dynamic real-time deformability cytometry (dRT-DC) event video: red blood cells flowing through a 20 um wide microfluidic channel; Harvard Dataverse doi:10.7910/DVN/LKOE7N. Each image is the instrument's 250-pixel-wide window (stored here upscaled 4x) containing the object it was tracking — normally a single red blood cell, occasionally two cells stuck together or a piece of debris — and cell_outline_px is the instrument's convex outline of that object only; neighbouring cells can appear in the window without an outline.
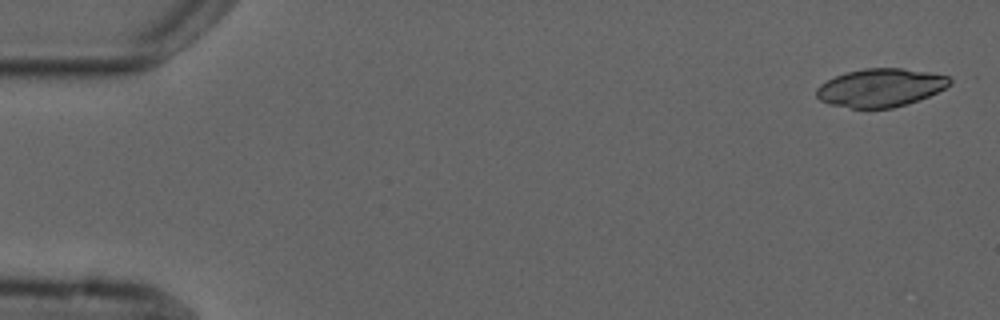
{"species": "common noctule bat (a hibernating species)", "species_latin": "Nyctalus noctula", "temperature_condition": "cold", "stored_images_in_passage": 2, "camera_frame_rate_fps": 3000, "um_per_image_px": 0.085, "animal": {"sex": "male", "forearm_length_mm": 52.5}, "frame": {"image": 1, "passage_image": 1, "time_ms": 0.0, "image_size_px": [1000, 320], "cell_outline_px": [[952, 84], [928, 96], [892, 108], [852, 108], [832, 104], [820, 100], [816, 96], [816, 88], [820, 84], [836, 76], [848, 72], [864, 68], [900, 68], [928, 72], [948, 76], [952, 80]], "centroid_in_image_um": [74.84, 7.44], "position_along_channel_um": 10.2, "area_um2": 29.3}}